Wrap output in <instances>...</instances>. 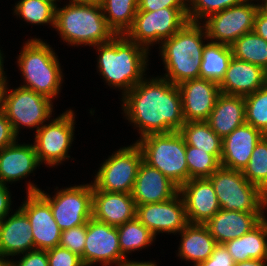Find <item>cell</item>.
I'll use <instances>...</instances> for the list:
<instances>
[{
    "mask_svg": "<svg viewBox=\"0 0 267 266\" xmlns=\"http://www.w3.org/2000/svg\"><path fill=\"white\" fill-rule=\"evenodd\" d=\"M84 266L100 262L108 266H119L126 257L121 253L117 227L95 220L87 222V235L83 255L80 257Z\"/></svg>",
    "mask_w": 267,
    "mask_h": 266,
    "instance_id": "obj_15",
    "label": "cell"
},
{
    "mask_svg": "<svg viewBox=\"0 0 267 266\" xmlns=\"http://www.w3.org/2000/svg\"><path fill=\"white\" fill-rule=\"evenodd\" d=\"M230 47L233 57L267 71V41L254 31L242 35Z\"/></svg>",
    "mask_w": 267,
    "mask_h": 266,
    "instance_id": "obj_32",
    "label": "cell"
},
{
    "mask_svg": "<svg viewBox=\"0 0 267 266\" xmlns=\"http://www.w3.org/2000/svg\"><path fill=\"white\" fill-rule=\"evenodd\" d=\"M264 1V4L262 3L261 5H258L259 6V10L266 14L267 15V0H262Z\"/></svg>",
    "mask_w": 267,
    "mask_h": 266,
    "instance_id": "obj_52",
    "label": "cell"
},
{
    "mask_svg": "<svg viewBox=\"0 0 267 266\" xmlns=\"http://www.w3.org/2000/svg\"><path fill=\"white\" fill-rule=\"evenodd\" d=\"M188 0H138V10L155 11L170 7H188Z\"/></svg>",
    "mask_w": 267,
    "mask_h": 266,
    "instance_id": "obj_42",
    "label": "cell"
},
{
    "mask_svg": "<svg viewBox=\"0 0 267 266\" xmlns=\"http://www.w3.org/2000/svg\"><path fill=\"white\" fill-rule=\"evenodd\" d=\"M27 200L19 208L31 225L34 250H48L59 246L62 230L56 223L49 203L38 193L34 184L27 186Z\"/></svg>",
    "mask_w": 267,
    "mask_h": 266,
    "instance_id": "obj_14",
    "label": "cell"
},
{
    "mask_svg": "<svg viewBox=\"0 0 267 266\" xmlns=\"http://www.w3.org/2000/svg\"><path fill=\"white\" fill-rule=\"evenodd\" d=\"M177 86L181 94L185 122L207 121L221 93L219 84L198 78L183 81Z\"/></svg>",
    "mask_w": 267,
    "mask_h": 266,
    "instance_id": "obj_17",
    "label": "cell"
},
{
    "mask_svg": "<svg viewBox=\"0 0 267 266\" xmlns=\"http://www.w3.org/2000/svg\"><path fill=\"white\" fill-rule=\"evenodd\" d=\"M17 140L10 121L7 116L0 109V150Z\"/></svg>",
    "mask_w": 267,
    "mask_h": 266,
    "instance_id": "obj_44",
    "label": "cell"
},
{
    "mask_svg": "<svg viewBox=\"0 0 267 266\" xmlns=\"http://www.w3.org/2000/svg\"><path fill=\"white\" fill-rule=\"evenodd\" d=\"M234 264L235 262L224 244H217L207 260L194 266H234Z\"/></svg>",
    "mask_w": 267,
    "mask_h": 266,
    "instance_id": "obj_41",
    "label": "cell"
},
{
    "mask_svg": "<svg viewBox=\"0 0 267 266\" xmlns=\"http://www.w3.org/2000/svg\"><path fill=\"white\" fill-rule=\"evenodd\" d=\"M100 4L108 27L115 35H125L133 24L138 0H102Z\"/></svg>",
    "mask_w": 267,
    "mask_h": 266,
    "instance_id": "obj_31",
    "label": "cell"
},
{
    "mask_svg": "<svg viewBox=\"0 0 267 266\" xmlns=\"http://www.w3.org/2000/svg\"><path fill=\"white\" fill-rule=\"evenodd\" d=\"M253 31L267 41V15L258 10Z\"/></svg>",
    "mask_w": 267,
    "mask_h": 266,
    "instance_id": "obj_46",
    "label": "cell"
},
{
    "mask_svg": "<svg viewBox=\"0 0 267 266\" xmlns=\"http://www.w3.org/2000/svg\"><path fill=\"white\" fill-rule=\"evenodd\" d=\"M7 189L6 184L0 183V221L8 216L11 205V197Z\"/></svg>",
    "mask_w": 267,
    "mask_h": 266,
    "instance_id": "obj_45",
    "label": "cell"
},
{
    "mask_svg": "<svg viewBox=\"0 0 267 266\" xmlns=\"http://www.w3.org/2000/svg\"><path fill=\"white\" fill-rule=\"evenodd\" d=\"M266 84L267 71L262 67L232 57L219 87L221 93L246 97Z\"/></svg>",
    "mask_w": 267,
    "mask_h": 266,
    "instance_id": "obj_22",
    "label": "cell"
},
{
    "mask_svg": "<svg viewBox=\"0 0 267 266\" xmlns=\"http://www.w3.org/2000/svg\"><path fill=\"white\" fill-rule=\"evenodd\" d=\"M265 261L267 262V260H247V261H243V262H236L234 264V266H267L265 264Z\"/></svg>",
    "mask_w": 267,
    "mask_h": 266,
    "instance_id": "obj_47",
    "label": "cell"
},
{
    "mask_svg": "<svg viewBox=\"0 0 267 266\" xmlns=\"http://www.w3.org/2000/svg\"><path fill=\"white\" fill-rule=\"evenodd\" d=\"M117 231L121 253L125 257L131 251L150 245L155 238L152 232L137 218L118 226Z\"/></svg>",
    "mask_w": 267,
    "mask_h": 266,
    "instance_id": "obj_33",
    "label": "cell"
},
{
    "mask_svg": "<svg viewBox=\"0 0 267 266\" xmlns=\"http://www.w3.org/2000/svg\"><path fill=\"white\" fill-rule=\"evenodd\" d=\"M40 165L34 145L14 143L0 150V183L13 182L29 175Z\"/></svg>",
    "mask_w": 267,
    "mask_h": 266,
    "instance_id": "obj_25",
    "label": "cell"
},
{
    "mask_svg": "<svg viewBox=\"0 0 267 266\" xmlns=\"http://www.w3.org/2000/svg\"><path fill=\"white\" fill-rule=\"evenodd\" d=\"M12 266H49L47 251L36 249L28 251L17 263L12 261Z\"/></svg>",
    "mask_w": 267,
    "mask_h": 266,
    "instance_id": "obj_43",
    "label": "cell"
},
{
    "mask_svg": "<svg viewBox=\"0 0 267 266\" xmlns=\"http://www.w3.org/2000/svg\"><path fill=\"white\" fill-rule=\"evenodd\" d=\"M4 71H3V57L1 54L0 50V84L3 85L6 82V77L4 76Z\"/></svg>",
    "mask_w": 267,
    "mask_h": 266,
    "instance_id": "obj_49",
    "label": "cell"
},
{
    "mask_svg": "<svg viewBox=\"0 0 267 266\" xmlns=\"http://www.w3.org/2000/svg\"><path fill=\"white\" fill-rule=\"evenodd\" d=\"M87 235V223L62 231L59 246L67 248L79 257L83 255Z\"/></svg>",
    "mask_w": 267,
    "mask_h": 266,
    "instance_id": "obj_39",
    "label": "cell"
},
{
    "mask_svg": "<svg viewBox=\"0 0 267 266\" xmlns=\"http://www.w3.org/2000/svg\"><path fill=\"white\" fill-rule=\"evenodd\" d=\"M6 84L2 87L0 109L10 121L15 135L21 129L20 125L37 127V131L52 115V100L22 86L9 93Z\"/></svg>",
    "mask_w": 267,
    "mask_h": 266,
    "instance_id": "obj_8",
    "label": "cell"
},
{
    "mask_svg": "<svg viewBox=\"0 0 267 266\" xmlns=\"http://www.w3.org/2000/svg\"><path fill=\"white\" fill-rule=\"evenodd\" d=\"M187 10L188 7L137 10L133 24L125 36L148 50L149 45L157 41L162 43L186 24Z\"/></svg>",
    "mask_w": 267,
    "mask_h": 266,
    "instance_id": "obj_9",
    "label": "cell"
},
{
    "mask_svg": "<svg viewBox=\"0 0 267 266\" xmlns=\"http://www.w3.org/2000/svg\"><path fill=\"white\" fill-rule=\"evenodd\" d=\"M55 29L63 41L72 45H92L110 41L114 32L108 27L100 3H73L56 7Z\"/></svg>",
    "mask_w": 267,
    "mask_h": 266,
    "instance_id": "obj_4",
    "label": "cell"
},
{
    "mask_svg": "<svg viewBox=\"0 0 267 266\" xmlns=\"http://www.w3.org/2000/svg\"><path fill=\"white\" fill-rule=\"evenodd\" d=\"M232 57V50L229 45L212 41L205 44L200 67V78L219 84L224 78Z\"/></svg>",
    "mask_w": 267,
    "mask_h": 266,
    "instance_id": "obj_30",
    "label": "cell"
},
{
    "mask_svg": "<svg viewBox=\"0 0 267 266\" xmlns=\"http://www.w3.org/2000/svg\"><path fill=\"white\" fill-rule=\"evenodd\" d=\"M49 266H84L81 258L61 246L46 250Z\"/></svg>",
    "mask_w": 267,
    "mask_h": 266,
    "instance_id": "obj_40",
    "label": "cell"
},
{
    "mask_svg": "<svg viewBox=\"0 0 267 266\" xmlns=\"http://www.w3.org/2000/svg\"><path fill=\"white\" fill-rule=\"evenodd\" d=\"M263 215V213L220 209L205 225L217 244H225L253 229L265 217Z\"/></svg>",
    "mask_w": 267,
    "mask_h": 266,
    "instance_id": "obj_23",
    "label": "cell"
},
{
    "mask_svg": "<svg viewBox=\"0 0 267 266\" xmlns=\"http://www.w3.org/2000/svg\"><path fill=\"white\" fill-rule=\"evenodd\" d=\"M264 134L252 125L244 123L222 139L221 166L243 171L251 154Z\"/></svg>",
    "mask_w": 267,
    "mask_h": 266,
    "instance_id": "obj_20",
    "label": "cell"
},
{
    "mask_svg": "<svg viewBox=\"0 0 267 266\" xmlns=\"http://www.w3.org/2000/svg\"><path fill=\"white\" fill-rule=\"evenodd\" d=\"M92 217L118 227L136 218V203L131 194L101 191L93 186Z\"/></svg>",
    "mask_w": 267,
    "mask_h": 266,
    "instance_id": "obj_19",
    "label": "cell"
},
{
    "mask_svg": "<svg viewBox=\"0 0 267 266\" xmlns=\"http://www.w3.org/2000/svg\"><path fill=\"white\" fill-rule=\"evenodd\" d=\"M122 101L124 113L139 127L141 137L179 131L185 123L179 88L165 78L142 79Z\"/></svg>",
    "mask_w": 267,
    "mask_h": 266,
    "instance_id": "obj_1",
    "label": "cell"
},
{
    "mask_svg": "<svg viewBox=\"0 0 267 266\" xmlns=\"http://www.w3.org/2000/svg\"><path fill=\"white\" fill-rule=\"evenodd\" d=\"M5 256L0 254V266H12V262L4 259Z\"/></svg>",
    "mask_w": 267,
    "mask_h": 266,
    "instance_id": "obj_50",
    "label": "cell"
},
{
    "mask_svg": "<svg viewBox=\"0 0 267 266\" xmlns=\"http://www.w3.org/2000/svg\"><path fill=\"white\" fill-rule=\"evenodd\" d=\"M0 221V254L15 256L34 250V239L28 217L18 209L7 220Z\"/></svg>",
    "mask_w": 267,
    "mask_h": 266,
    "instance_id": "obj_24",
    "label": "cell"
},
{
    "mask_svg": "<svg viewBox=\"0 0 267 266\" xmlns=\"http://www.w3.org/2000/svg\"><path fill=\"white\" fill-rule=\"evenodd\" d=\"M38 193L49 203L53 217L62 231L86 224L92 218L91 184L60 190L53 198L42 190Z\"/></svg>",
    "mask_w": 267,
    "mask_h": 266,
    "instance_id": "obj_11",
    "label": "cell"
},
{
    "mask_svg": "<svg viewBox=\"0 0 267 266\" xmlns=\"http://www.w3.org/2000/svg\"><path fill=\"white\" fill-rule=\"evenodd\" d=\"M242 174L250 183L259 186L267 194V135L256 144Z\"/></svg>",
    "mask_w": 267,
    "mask_h": 266,
    "instance_id": "obj_34",
    "label": "cell"
},
{
    "mask_svg": "<svg viewBox=\"0 0 267 266\" xmlns=\"http://www.w3.org/2000/svg\"><path fill=\"white\" fill-rule=\"evenodd\" d=\"M95 47L99 51V72L108 85L124 89L123 95L144 79L148 50L143 46L125 35H115Z\"/></svg>",
    "mask_w": 267,
    "mask_h": 266,
    "instance_id": "obj_2",
    "label": "cell"
},
{
    "mask_svg": "<svg viewBox=\"0 0 267 266\" xmlns=\"http://www.w3.org/2000/svg\"><path fill=\"white\" fill-rule=\"evenodd\" d=\"M243 1L244 0H188L187 2L191 3L187 10V20L190 22H199V19L238 5Z\"/></svg>",
    "mask_w": 267,
    "mask_h": 266,
    "instance_id": "obj_38",
    "label": "cell"
},
{
    "mask_svg": "<svg viewBox=\"0 0 267 266\" xmlns=\"http://www.w3.org/2000/svg\"><path fill=\"white\" fill-rule=\"evenodd\" d=\"M199 24L200 22L187 21L178 32L164 40L160 46L161 56L167 70L163 78L175 85L186 80L200 78L205 47L202 37L205 35V39L207 33L204 26Z\"/></svg>",
    "mask_w": 267,
    "mask_h": 266,
    "instance_id": "obj_3",
    "label": "cell"
},
{
    "mask_svg": "<svg viewBox=\"0 0 267 266\" xmlns=\"http://www.w3.org/2000/svg\"><path fill=\"white\" fill-rule=\"evenodd\" d=\"M248 1L244 0L238 5L209 15L203 25L206 38L231 46L242 35L252 32L259 6Z\"/></svg>",
    "mask_w": 267,
    "mask_h": 266,
    "instance_id": "obj_12",
    "label": "cell"
},
{
    "mask_svg": "<svg viewBox=\"0 0 267 266\" xmlns=\"http://www.w3.org/2000/svg\"><path fill=\"white\" fill-rule=\"evenodd\" d=\"M102 0H71L73 3H101Z\"/></svg>",
    "mask_w": 267,
    "mask_h": 266,
    "instance_id": "obj_51",
    "label": "cell"
},
{
    "mask_svg": "<svg viewBox=\"0 0 267 266\" xmlns=\"http://www.w3.org/2000/svg\"><path fill=\"white\" fill-rule=\"evenodd\" d=\"M181 233L178 256L196 264L207 260L213 253L217 242L210 235L205 224L188 223Z\"/></svg>",
    "mask_w": 267,
    "mask_h": 266,
    "instance_id": "obj_28",
    "label": "cell"
},
{
    "mask_svg": "<svg viewBox=\"0 0 267 266\" xmlns=\"http://www.w3.org/2000/svg\"><path fill=\"white\" fill-rule=\"evenodd\" d=\"M224 246L235 263L250 259L267 260V220L264 217L249 232L226 242Z\"/></svg>",
    "mask_w": 267,
    "mask_h": 266,
    "instance_id": "obj_27",
    "label": "cell"
},
{
    "mask_svg": "<svg viewBox=\"0 0 267 266\" xmlns=\"http://www.w3.org/2000/svg\"><path fill=\"white\" fill-rule=\"evenodd\" d=\"M244 98L246 123L267 135V84Z\"/></svg>",
    "mask_w": 267,
    "mask_h": 266,
    "instance_id": "obj_37",
    "label": "cell"
},
{
    "mask_svg": "<svg viewBox=\"0 0 267 266\" xmlns=\"http://www.w3.org/2000/svg\"><path fill=\"white\" fill-rule=\"evenodd\" d=\"M14 12L29 23H50L55 27L56 6L46 0H21Z\"/></svg>",
    "mask_w": 267,
    "mask_h": 266,
    "instance_id": "obj_35",
    "label": "cell"
},
{
    "mask_svg": "<svg viewBox=\"0 0 267 266\" xmlns=\"http://www.w3.org/2000/svg\"><path fill=\"white\" fill-rule=\"evenodd\" d=\"M180 196V193H178L170 200L136 205V218L155 237L157 232H180L188 224L185 203L182 196Z\"/></svg>",
    "mask_w": 267,
    "mask_h": 266,
    "instance_id": "obj_16",
    "label": "cell"
},
{
    "mask_svg": "<svg viewBox=\"0 0 267 266\" xmlns=\"http://www.w3.org/2000/svg\"><path fill=\"white\" fill-rule=\"evenodd\" d=\"M46 1H48V2H50V3H53V4L57 7V5H56V3H55L56 0H46Z\"/></svg>",
    "mask_w": 267,
    "mask_h": 266,
    "instance_id": "obj_54",
    "label": "cell"
},
{
    "mask_svg": "<svg viewBox=\"0 0 267 266\" xmlns=\"http://www.w3.org/2000/svg\"><path fill=\"white\" fill-rule=\"evenodd\" d=\"M18 65L31 89L50 100L56 97L61 88L62 72L55 52L40 39H30L25 43L18 58Z\"/></svg>",
    "mask_w": 267,
    "mask_h": 266,
    "instance_id": "obj_5",
    "label": "cell"
},
{
    "mask_svg": "<svg viewBox=\"0 0 267 266\" xmlns=\"http://www.w3.org/2000/svg\"><path fill=\"white\" fill-rule=\"evenodd\" d=\"M119 266H157L152 262H136L125 259Z\"/></svg>",
    "mask_w": 267,
    "mask_h": 266,
    "instance_id": "obj_48",
    "label": "cell"
},
{
    "mask_svg": "<svg viewBox=\"0 0 267 266\" xmlns=\"http://www.w3.org/2000/svg\"><path fill=\"white\" fill-rule=\"evenodd\" d=\"M186 162L189 180L209 178L221 166L214 155L190 145H186Z\"/></svg>",
    "mask_w": 267,
    "mask_h": 266,
    "instance_id": "obj_36",
    "label": "cell"
},
{
    "mask_svg": "<svg viewBox=\"0 0 267 266\" xmlns=\"http://www.w3.org/2000/svg\"><path fill=\"white\" fill-rule=\"evenodd\" d=\"M179 132L186 145L206 151L221 161L222 138L211 129L207 121L185 122Z\"/></svg>",
    "mask_w": 267,
    "mask_h": 266,
    "instance_id": "obj_29",
    "label": "cell"
},
{
    "mask_svg": "<svg viewBox=\"0 0 267 266\" xmlns=\"http://www.w3.org/2000/svg\"><path fill=\"white\" fill-rule=\"evenodd\" d=\"M208 179L214 187L221 209L264 213L267 194L259 186L250 183L242 171L220 166Z\"/></svg>",
    "mask_w": 267,
    "mask_h": 266,
    "instance_id": "obj_7",
    "label": "cell"
},
{
    "mask_svg": "<svg viewBox=\"0 0 267 266\" xmlns=\"http://www.w3.org/2000/svg\"><path fill=\"white\" fill-rule=\"evenodd\" d=\"M207 122L223 139L234 129L246 123L245 98L220 93Z\"/></svg>",
    "mask_w": 267,
    "mask_h": 266,
    "instance_id": "obj_26",
    "label": "cell"
},
{
    "mask_svg": "<svg viewBox=\"0 0 267 266\" xmlns=\"http://www.w3.org/2000/svg\"><path fill=\"white\" fill-rule=\"evenodd\" d=\"M188 223L205 224L221 208L214 187L208 178L190 179L179 188Z\"/></svg>",
    "mask_w": 267,
    "mask_h": 266,
    "instance_id": "obj_18",
    "label": "cell"
},
{
    "mask_svg": "<svg viewBox=\"0 0 267 266\" xmlns=\"http://www.w3.org/2000/svg\"><path fill=\"white\" fill-rule=\"evenodd\" d=\"M74 118L73 111L68 110L36 131L34 147L40 163L54 166L70 157L67 153L73 140Z\"/></svg>",
    "mask_w": 267,
    "mask_h": 266,
    "instance_id": "obj_13",
    "label": "cell"
},
{
    "mask_svg": "<svg viewBox=\"0 0 267 266\" xmlns=\"http://www.w3.org/2000/svg\"><path fill=\"white\" fill-rule=\"evenodd\" d=\"M142 161L136 143L123 147L103 163L92 185L101 191L131 194Z\"/></svg>",
    "mask_w": 267,
    "mask_h": 266,
    "instance_id": "obj_10",
    "label": "cell"
},
{
    "mask_svg": "<svg viewBox=\"0 0 267 266\" xmlns=\"http://www.w3.org/2000/svg\"><path fill=\"white\" fill-rule=\"evenodd\" d=\"M3 85L0 84V107H1V92H2Z\"/></svg>",
    "mask_w": 267,
    "mask_h": 266,
    "instance_id": "obj_53",
    "label": "cell"
},
{
    "mask_svg": "<svg viewBox=\"0 0 267 266\" xmlns=\"http://www.w3.org/2000/svg\"><path fill=\"white\" fill-rule=\"evenodd\" d=\"M179 193V187L158 169L142 161L132 190L136 205L170 200Z\"/></svg>",
    "mask_w": 267,
    "mask_h": 266,
    "instance_id": "obj_21",
    "label": "cell"
},
{
    "mask_svg": "<svg viewBox=\"0 0 267 266\" xmlns=\"http://www.w3.org/2000/svg\"><path fill=\"white\" fill-rule=\"evenodd\" d=\"M136 144L140 147L143 161L158 169L179 188L189 181L186 162V143L179 131L149 134Z\"/></svg>",
    "mask_w": 267,
    "mask_h": 266,
    "instance_id": "obj_6",
    "label": "cell"
}]
</instances>
